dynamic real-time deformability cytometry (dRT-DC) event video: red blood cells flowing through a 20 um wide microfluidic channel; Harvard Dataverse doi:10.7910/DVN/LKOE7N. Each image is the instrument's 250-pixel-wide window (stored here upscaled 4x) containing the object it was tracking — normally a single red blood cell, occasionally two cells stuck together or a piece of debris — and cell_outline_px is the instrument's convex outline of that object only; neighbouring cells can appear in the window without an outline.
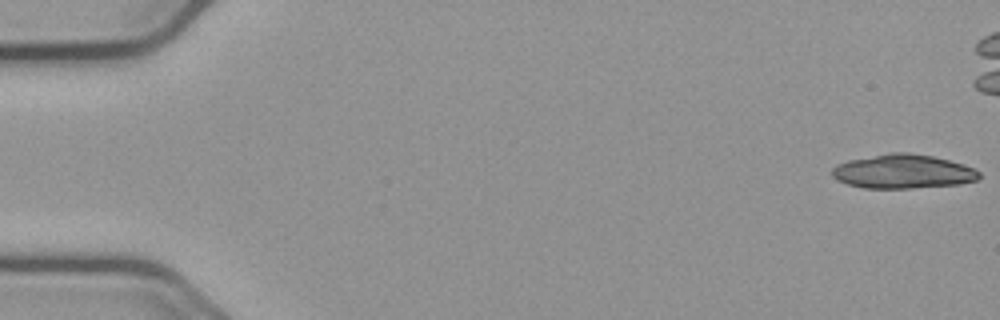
{"species": "common noctule bat (a hibernating species)", "species_latin": "Nyctalus noctula", "temperature_condition": "cold", "stored_images_in_passage": 42, "camera_frame_rate_fps": 3000, "um_per_image_px": 0.085, "animal": {"sex": "male", "body_mass_g": 23.1, "forearm_length_mm": 52.7}, "frame": {"image": 1, "passage_image": 1, "time_ms": 0.0, "image_size_px": [1000, 320], "cell_outline_px": [[980, 176], [976, 180], [960, 184], [912, 188], [864, 188], [848, 184], [836, 180], [832, 176], [832, 168], [836, 164], [848, 160], [888, 152], [908, 152], [932, 156], [964, 164], [976, 168], [980, 172]], "centroid_in_image_um": [76.74, 14.57], "position_along_channel_um": 8.3, "area_um2": 29.42}}